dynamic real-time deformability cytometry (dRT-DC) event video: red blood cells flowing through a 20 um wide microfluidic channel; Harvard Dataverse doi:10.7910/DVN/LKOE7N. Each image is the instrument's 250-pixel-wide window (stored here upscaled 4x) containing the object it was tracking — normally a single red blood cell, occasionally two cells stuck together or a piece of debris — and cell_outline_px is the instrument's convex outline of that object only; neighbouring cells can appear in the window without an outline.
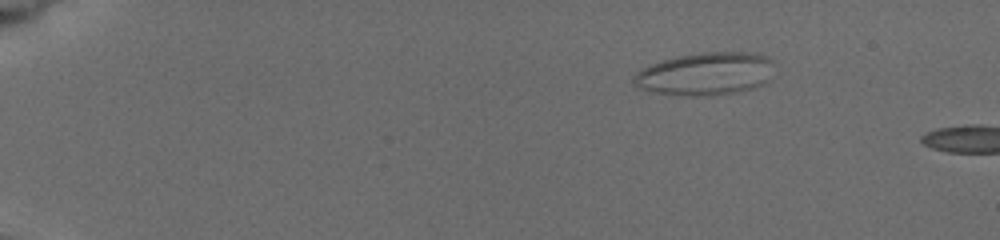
{"species": "common noctule bat (a hibernating species)", "species_latin": "Nyctalus noctula", "temperature_condition": "cold", "stored_images_in_passage": 6, "camera_frame_rate_fps": 3000, "um_per_image_px": 0.085, "animal": {"sex": "female", "body_mass_g": 19.5, "forearm_length_mm": 54.1}, "frame": {"image": 1, "passage_image": 4, "time_ms": 3.0, "image_size_px": [1000, 240], "cell_outline_px": [[768, 80], [752, 88], [736, 92], [712, 96], [688, 96], [656, 92], [640, 88], [632, 80], [636, 72], [652, 64], [664, 60], [680, 56], [700, 52], [756, 52], [764, 56], [768, 60]], "centroid_in_image_um": [59.91, 6.28], "position_along_channel_um": 25.1, "area_um2": 34.28}}